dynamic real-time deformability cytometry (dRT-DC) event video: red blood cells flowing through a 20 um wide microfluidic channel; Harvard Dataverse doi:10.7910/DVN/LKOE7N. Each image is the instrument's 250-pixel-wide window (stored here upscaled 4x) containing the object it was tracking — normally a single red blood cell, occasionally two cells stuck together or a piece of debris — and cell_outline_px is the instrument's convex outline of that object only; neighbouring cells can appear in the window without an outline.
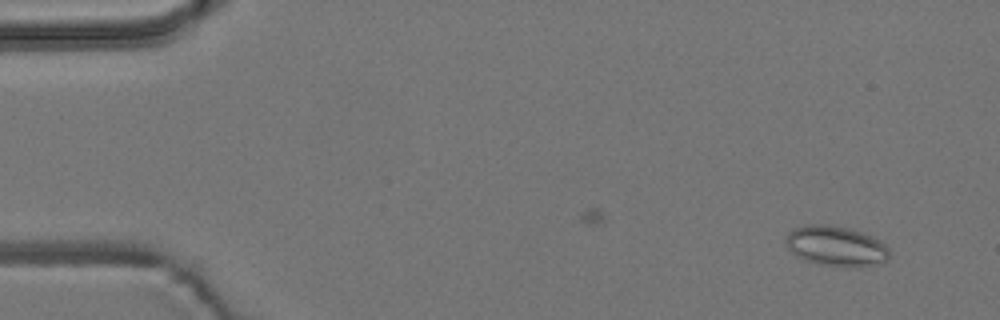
{"species": "common noctule bat (a hibernating species)", "species_latin": "Nyctalus noctula", "temperature_condition": "room temperature", "stored_images_in_passage": 6, "camera_frame_rate_fps": 3000, "um_per_image_px": 0.085, "animal": {"sex": "male", "body_mass_g": 19.2, "forearm_length_mm": 51.8}, "frame": {"image": 1, "passage_image": 1, "time_ms": 0.0, "image_size_px": [1000, 320], "cell_outline_px": [[888, 260], [860, 268], [844, 268], [820, 264], [804, 260], [796, 256], [788, 248], [784, 240], [788, 232], [792, 228], [804, 224], [828, 224], [852, 228], [872, 236], [884, 244], [888, 248]], "centroid_in_image_um": [71.02, 20.91], "position_along_channel_um": 14.0, "area_um2": 24.8}}
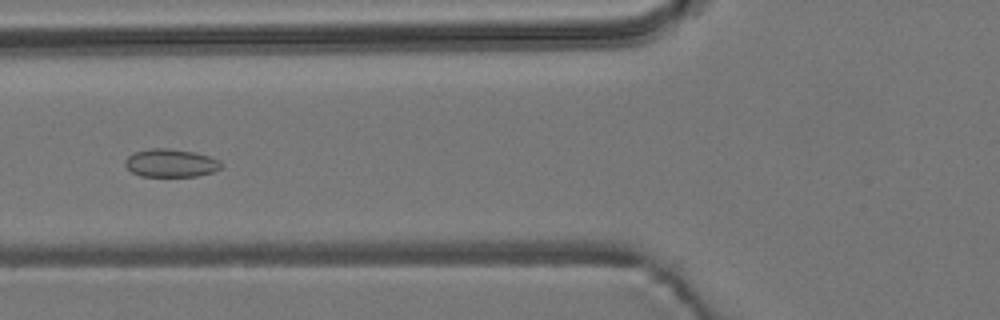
{"frame": {"image": 2, "passage_image": 6, "time_ms": 5.667, "image_size_px": [1000, 320], "cell_outline_px": [[220, 168], [212, 172], [196, 176], [140, 176], [132, 172], [124, 164], [124, 160], [132, 152], [152, 148], [168, 148], [196, 152], [220, 160]], "centroid_in_image_um": [14.48, 13.85], "position_along_channel_um": 111.3, "area_um2": 15.72}}